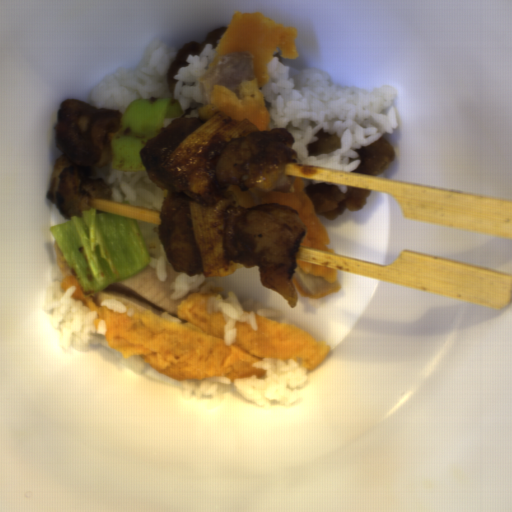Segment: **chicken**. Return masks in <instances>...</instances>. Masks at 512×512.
<instances>
[{
  "label": "chicken",
  "mask_w": 512,
  "mask_h": 512,
  "mask_svg": "<svg viewBox=\"0 0 512 512\" xmlns=\"http://www.w3.org/2000/svg\"><path fill=\"white\" fill-rule=\"evenodd\" d=\"M304 192L313 204L319 217L335 220L345 211H361L368 202L372 190L348 187L342 191L329 183L303 184Z\"/></svg>",
  "instance_id": "obj_1"
},
{
  "label": "chicken",
  "mask_w": 512,
  "mask_h": 512,
  "mask_svg": "<svg viewBox=\"0 0 512 512\" xmlns=\"http://www.w3.org/2000/svg\"><path fill=\"white\" fill-rule=\"evenodd\" d=\"M360 163L352 171L362 175L382 173L393 161L395 152L392 145L382 136L363 148H355Z\"/></svg>",
  "instance_id": "obj_2"
},
{
  "label": "chicken",
  "mask_w": 512,
  "mask_h": 512,
  "mask_svg": "<svg viewBox=\"0 0 512 512\" xmlns=\"http://www.w3.org/2000/svg\"><path fill=\"white\" fill-rule=\"evenodd\" d=\"M272 56H276V57H277V59H278V61H279L281 64H283V65H284V63H283V59H284V57H283L280 53H278V52L276 51Z\"/></svg>",
  "instance_id": "obj_5"
},
{
  "label": "chicken",
  "mask_w": 512,
  "mask_h": 512,
  "mask_svg": "<svg viewBox=\"0 0 512 512\" xmlns=\"http://www.w3.org/2000/svg\"><path fill=\"white\" fill-rule=\"evenodd\" d=\"M314 137L317 140L308 143V156L315 157L319 154L334 153L341 147L340 137L338 133L324 131L323 128L318 130Z\"/></svg>",
  "instance_id": "obj_4"
},
{
  "label": "chicken",
  "mask_w": 512,
  "mask_h": 512,
  "mask_svg": "<svg viewBox=\"0 0 512 512\" xmlns=\"http://www.w3.org/2000/svg\"><path fill=\"white\" fill-rule=\"evenodd\" d=\"M228 27L217 26L207 32L206 36L202 40L189 41L183 44L177 50V56L168 67L166 82L169 90V98L174 99V88L176 85V72L179 68H186L188 62L186 59L189 55L197 56L204 48L205 44H210L212 48H217L223 34Z\"/></svg>",
  "instance_id": "obj_3"
}]
</instances>
